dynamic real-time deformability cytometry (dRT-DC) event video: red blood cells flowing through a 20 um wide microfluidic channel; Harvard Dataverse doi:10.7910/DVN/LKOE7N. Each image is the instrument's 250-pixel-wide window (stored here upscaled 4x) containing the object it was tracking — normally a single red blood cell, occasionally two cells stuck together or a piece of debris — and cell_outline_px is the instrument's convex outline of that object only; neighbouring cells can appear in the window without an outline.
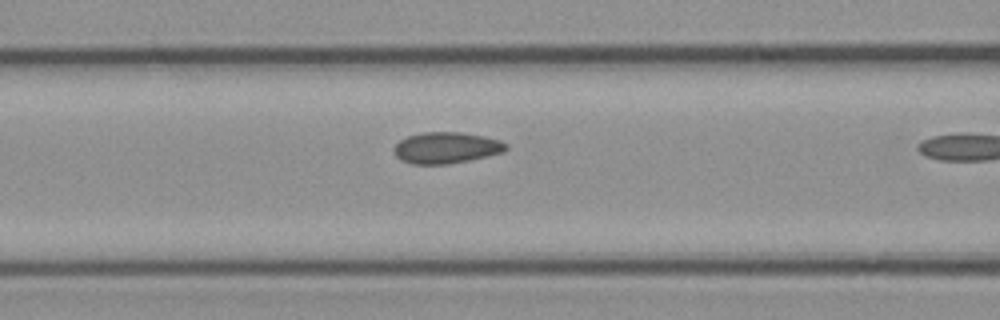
{"species": "common noctule bat (a hibernating species)", "species_latin": "Nyctalus noctula", "temperature_condition": "cold", "stored_images_in_passage": 11, "camera_frame_rate_fps": 3000, "um_per_image_px": 0.085, "animal": {"sex": "female", "body_mass_g": 21.9}, "frame": {"image": 1, "passage_image": 10, "time_ms": 3.0, "image_size_px": [1000, 320], "cell_outline_px": [[508, 148], [504, 152], [488, 156], [448, 164], [412, 164], [400, 160], [396, 156], [392, 148], [400, 140], [408, 136], [424, 132], [460, 132], [484, 136], [500, 140], [508, 144]], "centroid_in_image_um": [37.93, 12.56], "position_along_channel_um": 128.7, "area_um2": 20.52}}